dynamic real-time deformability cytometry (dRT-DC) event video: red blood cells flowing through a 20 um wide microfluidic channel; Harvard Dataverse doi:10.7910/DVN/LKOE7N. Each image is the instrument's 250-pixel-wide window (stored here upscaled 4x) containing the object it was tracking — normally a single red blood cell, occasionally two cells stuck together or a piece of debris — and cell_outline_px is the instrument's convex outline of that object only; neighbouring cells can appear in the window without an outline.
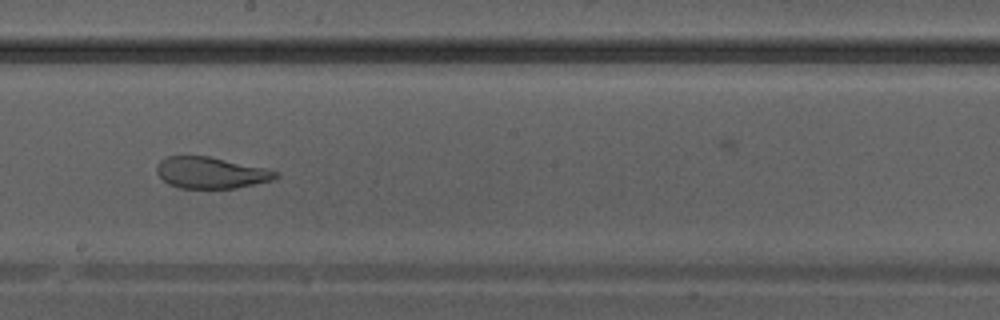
{"species": "Egyptian fruit bat (a non-hibernating species)", "species_latin": "Rousettus aegyptiacus", "temperature_condition": "warm", "stored_images_in_passage": 23, "camera_frame_rate_fps": 3000, "um_per_image_px": 0.085, "animal": {"sex": "male"}, "frame": {"image": 1, "passage_image": 13, "time_ms": 4.0, "image_size_px": [1000, 320], "cell_outline_px": [[280, 176], [272, 180], [236, 188], [180, 188], [168, 184], [156, 172], [156, 164], [160, 160], [168, 156], [208, 156], [264, 168], [280, 172]], "centroid_in_image_um": [17.91, 14.68], "position_along_channel_um": 230.3, "area_um2": 21.68}}
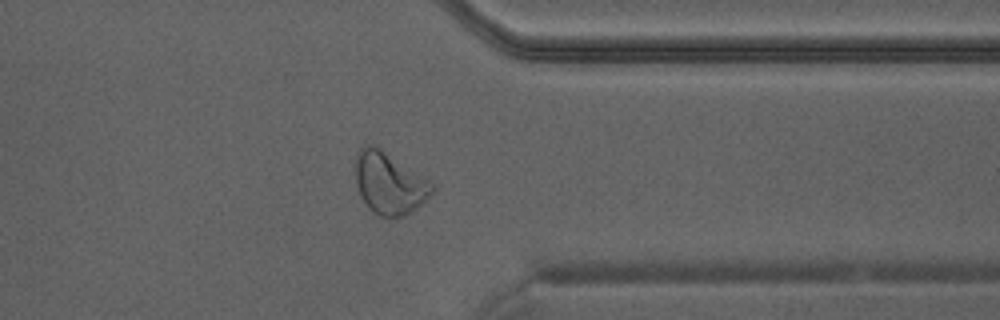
{"frame": {"image": 2, "passage_image": 22, "time_ms": 7.0, "image_size_px": [1000, 320], "cell_outline_px": [[436, 188], [432, 196], [416, 208], [404, 216], [380, 216], [372, 212], [368, 208], [360, 196], [356, 184], [356, 156], [360, 148], [368, 144], [372, 144], [380, 148], [432, 180]], "centroid_in_image_um": [33.13, 15.57], "position_along_channel_um": 378.3, "area_um2": 27.98}}